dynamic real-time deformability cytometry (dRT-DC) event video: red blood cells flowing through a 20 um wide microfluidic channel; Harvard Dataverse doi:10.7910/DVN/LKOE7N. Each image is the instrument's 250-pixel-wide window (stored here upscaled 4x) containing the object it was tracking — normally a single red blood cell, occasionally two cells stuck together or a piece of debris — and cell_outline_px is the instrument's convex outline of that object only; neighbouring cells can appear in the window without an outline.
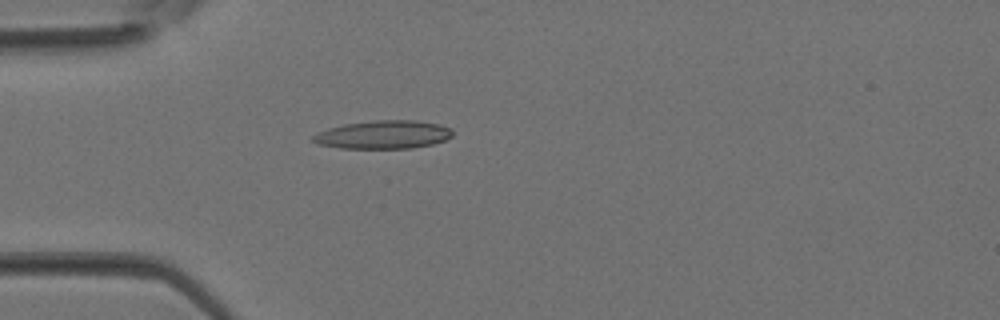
{"species": "Egyptian fruit bat (a non-hibernating species)", "species_latin": "Rousettus aegyptiacus", "temperature_condition": "room temperature", "stored_images_in_passage": 4, "camera_frame_rate_fps": 3000, "um_per_image_px": 0.085, "animal": {"sex": "female"}, "frame": {"image": 1, "passage_image": 4, "time_ms": 1.0, "image_size_px": [1000, 320], "cell_outline_px": [[452, 136], [444, 140], [432, 144], [412, 148], [340, 148], [316, 144], [312, 140], [312, 136], [328, 128], [344, 124], [376, 120], [416, 120], [440, 124], [452, 128]], "centroid_in_image_um": [32.59, 11.44], "position_along_channel_um": 52.4, "area_um2": 23.0}}